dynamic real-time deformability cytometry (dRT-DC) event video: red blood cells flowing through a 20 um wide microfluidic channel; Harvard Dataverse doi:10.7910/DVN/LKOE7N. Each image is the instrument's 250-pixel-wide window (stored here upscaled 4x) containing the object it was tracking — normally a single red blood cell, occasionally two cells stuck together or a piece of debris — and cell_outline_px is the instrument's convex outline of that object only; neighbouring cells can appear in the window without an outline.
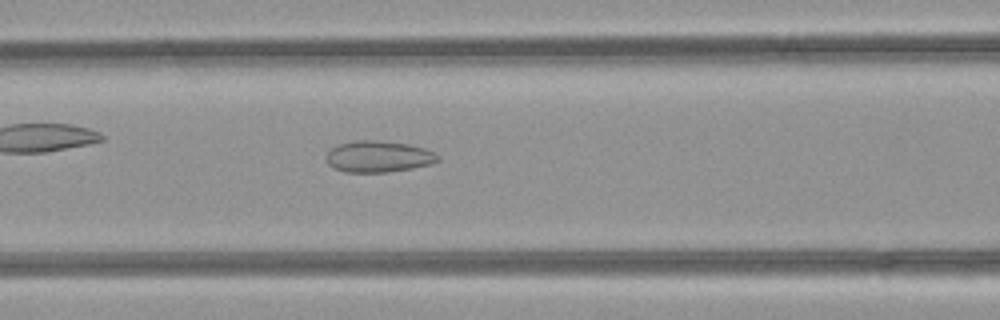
{"species": "common noctule bat (a hibernating species)", "species_latin": "Nyctalus noctula", "temperature_condition": "room temperature", "stored_images_in_passage": 27, "camera_frame_rate_fps": 3000, "um_per_image_px": 0.085, "animal": {"sex": "female", "body_mass_g": 21.9}, "frame": {"image": 1, "passage_image": 7, "time_ms": 2.0, "image_size_px": [1000, 320], "cell_outline_px": [[440, 160], [432, 164], [412, 168], [388, 172], [344, 172], [332, 168], [328, 164], [328, 152], [332, 148], [340, 144], [356, 140], [372, 140], [408, 144], [424, 148], [440, 156]], "centroid_in_image_um": [32.18, 13.32], "position_along_channel_um": 134.4, "area_um2": 20.29}}
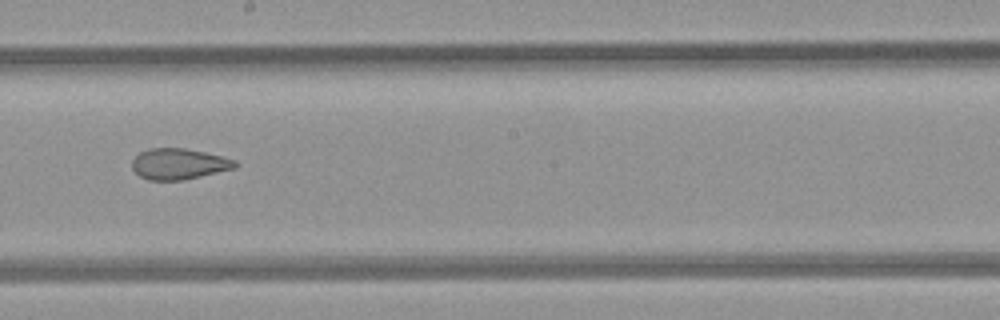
{"frame": {"image": 2, "passage_image": 14, "time_ms": 4.333, "image_size_px": [1000, 320], "cell_outline_px": [[236, 168], [184, 180], [148, 180], [140, 176], [132, 168], [132, 160], [140, 152], [148, 148], [184, 148], [204, 152], [236, 160]], "centroid_in_image_um": [15.19, 13.93], "position_along_channel_um": 233.0, "area_um2": 18.5}}
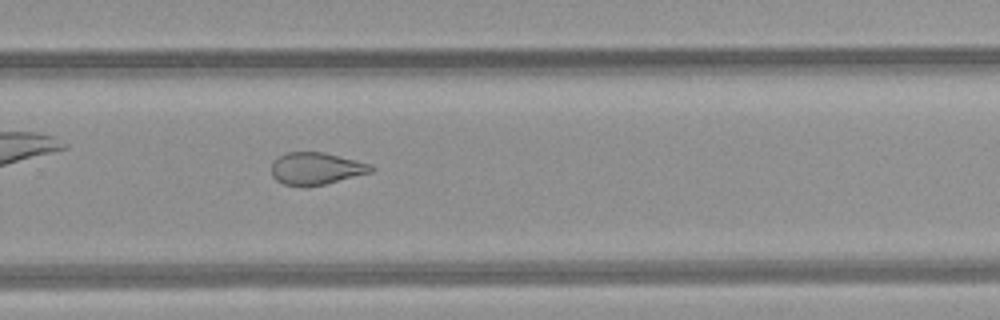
{"frame": {"image": 3, "passage_image": 19, "time_ms": 6.0, "image_size_px": [1000, 320], "cell_outline_px": [[376, 168], [372, 172], [324, 184], [304, 188], [284, 184], [276, 180], [272, 176], [272, 164], [276, 156], [284, 152], [324, 152], [372, 164]], "centroid_in_image_um": [26.85, 14.33], "position_along_channel_um": 303.0, "area_um2": 19.02}}